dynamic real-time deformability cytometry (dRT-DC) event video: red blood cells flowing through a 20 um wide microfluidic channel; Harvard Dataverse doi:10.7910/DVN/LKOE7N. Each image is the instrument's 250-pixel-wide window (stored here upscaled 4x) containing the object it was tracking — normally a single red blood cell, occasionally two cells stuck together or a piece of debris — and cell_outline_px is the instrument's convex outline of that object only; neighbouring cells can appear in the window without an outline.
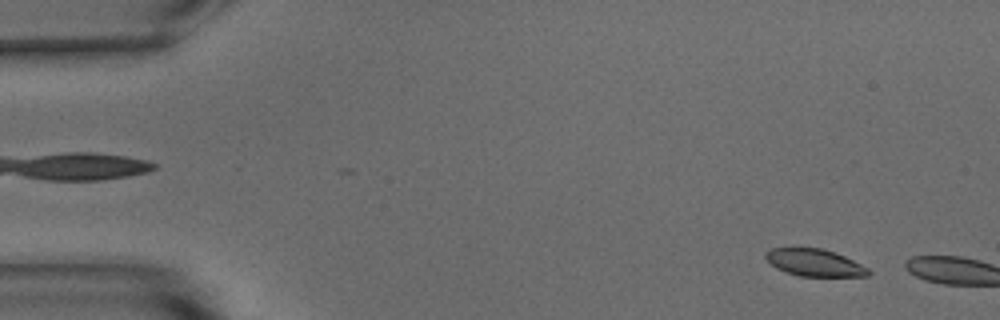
{"species": "common noctule bat (a hibernating species)", "species_latin": "Nyctalus noctula", "temperature_condition": "warm", "stored_images_in_passage": 6, "camera_frame_rate_fps": 3000, "um_per_image_px": 0.085, "animal": {"sex": "male", "body_mass_g": 15.6}, "frame": {"image": 1, "passage_image": 4, "time_ms": 1.0, "image_size_px": [1000, 320], "cell_outline_px": [[872, 272], [868, 276], [800, 276], [784, 272], [776, 268], [764, 256], [764, 252], [772, 248], [820, 248], [844, 256], [868, 268]], "centroid_in_image_um": [69.21, 22.33], "position_along_channel_um": 15.8, "area_um2": 16.13}}